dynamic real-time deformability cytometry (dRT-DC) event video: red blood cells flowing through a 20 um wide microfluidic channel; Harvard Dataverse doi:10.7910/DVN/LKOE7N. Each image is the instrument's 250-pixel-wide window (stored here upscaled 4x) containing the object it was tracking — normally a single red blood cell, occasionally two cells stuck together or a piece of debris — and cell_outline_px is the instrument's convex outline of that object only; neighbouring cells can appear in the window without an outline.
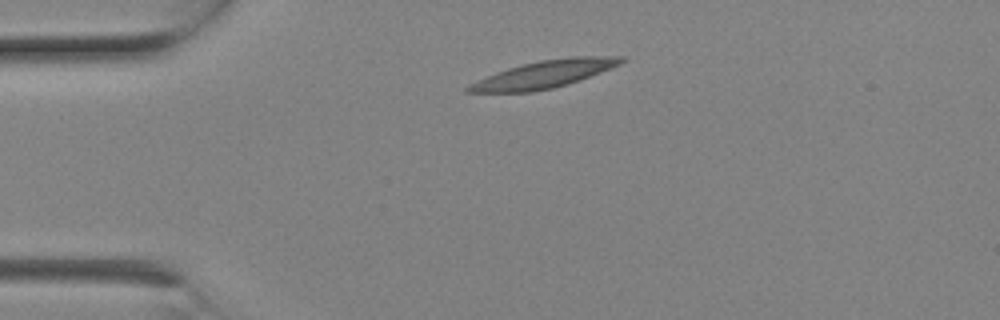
{"species": "Egyptian fruit bat (a non-hibernating species)", "species_latin": "Rousettus aegyptiacus", "temperature_condition": "room temperature", "stored_images_in_passage": 5, "camera_frame_rate_fps": 3000, "um_per_image_px": 0.085, "animal": {"sex": "female"}, "frame": {"image": 1, "passage_image": 1, "time_ms": 0.0, "image_size_px": [1000, 320], "cell_outline_px": [[624, 60], [620, 64], [580, 80], [568, 84], [552, 88], [532, 92], [464, 92], [464, 88], [468, 84], [496, 72], [508, 68], [540, 60], [572, 56], [624, 56]], "centroid_in_image_um": [46.22, 6.31], "position_along_channel_um": 38.8, "area_um2": 24.28}}
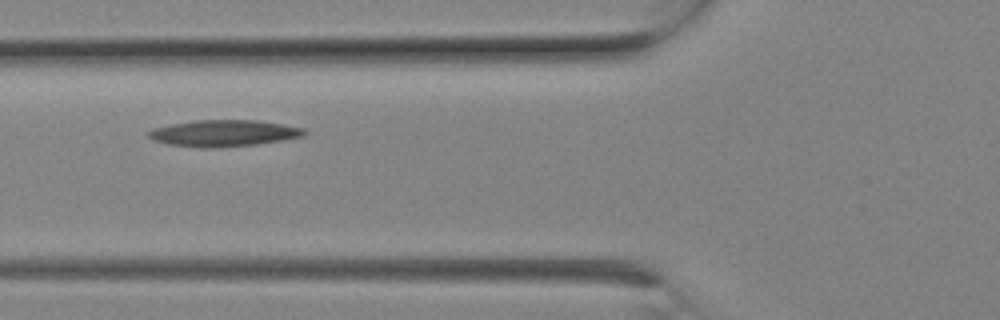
{"frame": {"image": 2, "passage_image": 4, "time_ms": 1.0, "image_size_px": [1000, 320], "cell_outline_px": [[308, 132], [304, 136], [284, 140], [256, 144], [220, 148], [204, 148], [168, 144], [156, 140], [148, 136], [148, 132], [152, 128], [172, 124], [196, 120], [256, 120], [304, 128]], "centroid_in_image_um": [19.05, 11.33], "position_along_channel_um": 106.8, "area_um2": 23.99}}
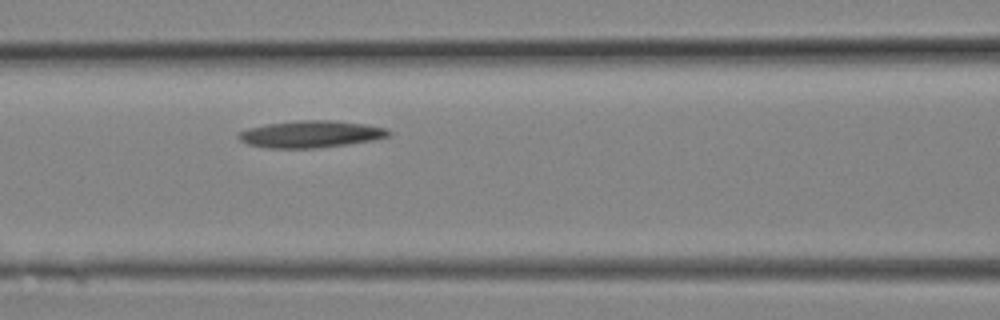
{"frame": {"image": 3, "passage_image": 5, "time_ms": 1.333, "image_size_px": [1000, 320], "cell_outline_px": [[392, 132], [388, 136], [372, 140], [348, 144], [316, 148], [264, 148], [248, 144], [240, 140], [236, 136], [240, 132], [248, 128], [268, 124], [296, 120], [336, 120], [364, 124], [388, 128]], "centroid_in_image_um": [26.42, 11.4], "position_along_channel_um": 140.2, "area_um2": 23.64}}